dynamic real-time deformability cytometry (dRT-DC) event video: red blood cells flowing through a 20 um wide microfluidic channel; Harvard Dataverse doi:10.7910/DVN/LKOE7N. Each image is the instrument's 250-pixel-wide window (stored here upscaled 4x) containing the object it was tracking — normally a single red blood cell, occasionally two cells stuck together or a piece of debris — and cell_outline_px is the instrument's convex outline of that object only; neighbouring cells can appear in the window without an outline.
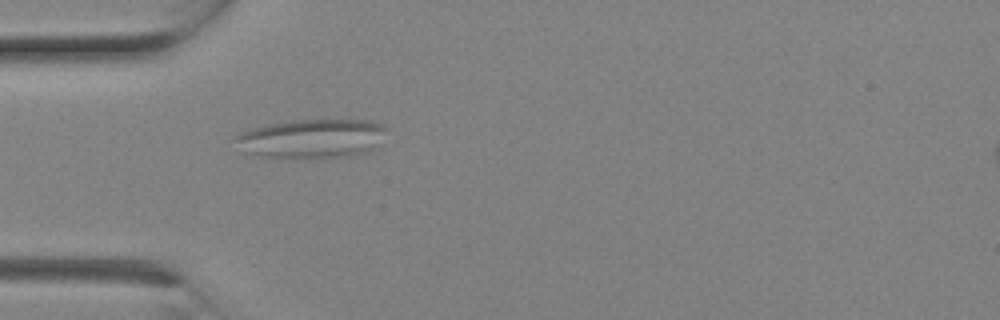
{"species": "Egyptian fruit bat (a non-hibernating species)", "species_latin": "Rousettus aegyptiacus", "temperature_condition": "room temperature", "stored_images_in_passage": 3, "camera_frame_rate_fps": 3000, "um_per_image_px": 0.085, "animal": {"sex": "female"}, "frame": {"image": 1, "passage_image": 2, "time_ms": 0.333, "image_size_px": [1000, 320], "cell_outline_px": [[388, 128], [376, 148], [368, 152], [348, 156], [304, 160], [260, 156], [244, 152], [232, 140], [232, 136], [240, 132], [252, 128], [268, 124], [292, 120], [372, 120], [384, 124]], "centroid_in_image_um": [26.49, 11.8], "position_along_channel_um": 58.5, "area_um2": 35.49}}